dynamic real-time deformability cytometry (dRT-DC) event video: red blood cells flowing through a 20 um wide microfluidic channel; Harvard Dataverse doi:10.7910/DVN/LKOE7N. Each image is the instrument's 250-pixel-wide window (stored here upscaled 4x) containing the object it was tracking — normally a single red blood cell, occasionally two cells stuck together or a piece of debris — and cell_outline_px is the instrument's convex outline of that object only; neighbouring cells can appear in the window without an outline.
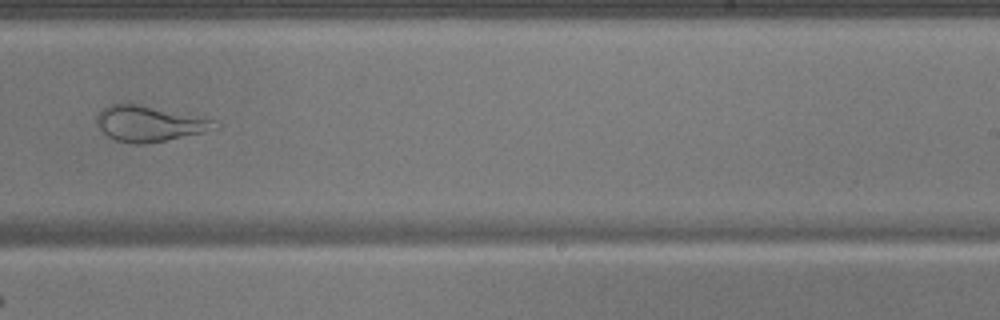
{"species": "common noctule bat (a hibernating species)", "species_latin": "Nyctalus noctula", "temperature_condition": "warm", "stored_images_in_passage": 47, "camera_frame_rate_fps": 3000, "um_per_image_px": 0.085, "animal": {"sex": "male", "body_mass_g": 17.9}, "frame": {"image": 1, "passage_image": 29, "time_ms": 9.333, "image_size_px": [1000, 320], "cell_outline_px": [[220, 128], [204, 132], [144, 144], [136, 144], [116, 140], [108, 136], [96, 124], [96, 116], [108, 104], [128, 100], [212, 120], [220, 124]], "centroid_in_image_um": [12.64, 10.46], "position_along_channel_um": 276.4, "area_um2": 24.85}}
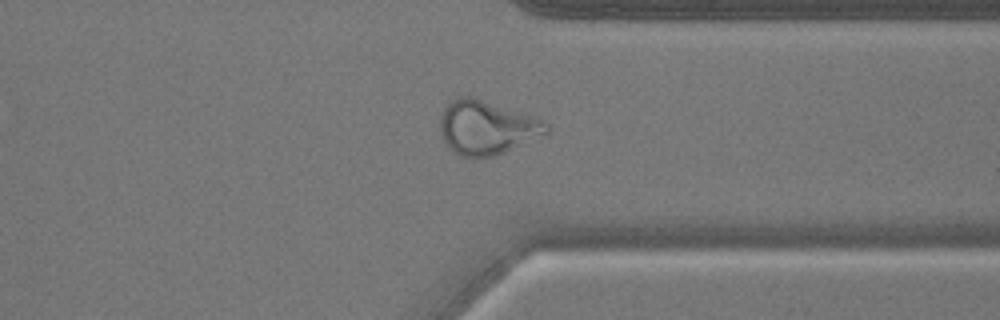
{"frame": {"image": 2, "passage_image": 36, "time_ms": 11.667, "image_size_px": [1000, 320], "cell_outline_px": [[548, 132], [492, 156], [460, 156], [448, 148], [440, 132], [440, 116], [444, 108], [452, 100], [460, 96], [468, 96], [532, 116], [544, 120], [548, 124]], "centroid_in_image_um": [41.31, 10.83], "position_along_channel_um": 370.1, "area_um2": 32.37}}
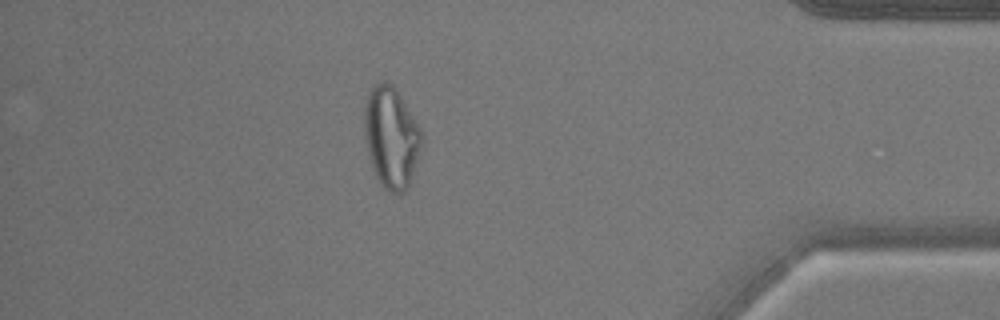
{"frame": {"image": 3, "passage_image": 41, "time_ms": 13.333, "image_size_px": [1000, 320], "cell_outline_px": [[420, 148], [408, 184], [404, 192], [392, 192], [384, 188], [380, 184], [372, 168], [364, 140], [364, 104], [368, 92], [380, 80], [388, 80], [400, 92], [420, 128]], "centroid_in_image_um": [33.2, 11.59], "position_along_channel_um": 402.0, "area_um2": 33.64}}